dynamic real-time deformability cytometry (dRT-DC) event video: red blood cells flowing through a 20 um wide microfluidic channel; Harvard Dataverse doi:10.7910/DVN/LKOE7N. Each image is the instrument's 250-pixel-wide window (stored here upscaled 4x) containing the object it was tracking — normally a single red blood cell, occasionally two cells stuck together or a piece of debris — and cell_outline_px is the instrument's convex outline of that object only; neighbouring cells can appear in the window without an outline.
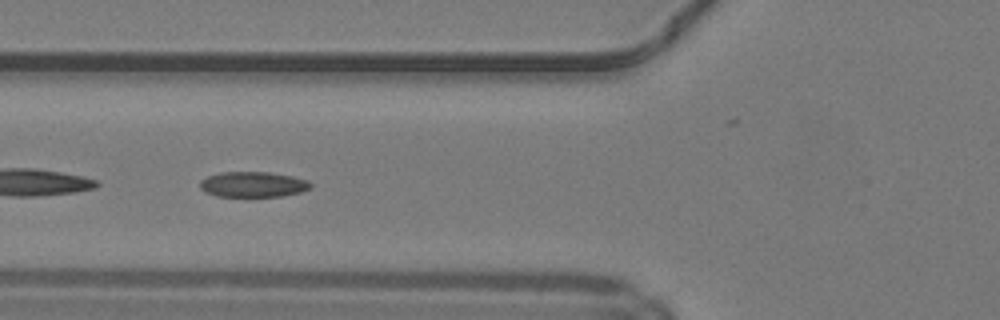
{"species": "common noctule bat (a hibernating species)", "species_latin": "Nyctalus noctula", "temperature_condition": "warm", "stored_images_in_passage": 42, "camera_frame_rate_fps": 3000, "um_per_image_px": 0.085, "animal": {"sex": "male", "body_mass_g": 19.2, "forearm_length_mm": 51.8}, "frame": {"image": 1, "passage_image": 12, "time_ms": 3.667, "image_size_px": [1000, 320], "cell_outline_px": [[312, 188], [300, 192], [280, 196], [216, 196], [204, 192], [200, 188], [200, 180], [208, 176], [220, 172], [268, 172], [292, 176], [308, 180], [312, 184]], "centroid_in_image_um": [21.5, 15.67], "position_along_channel_um": 104.3, "area_um2": 16.42}}
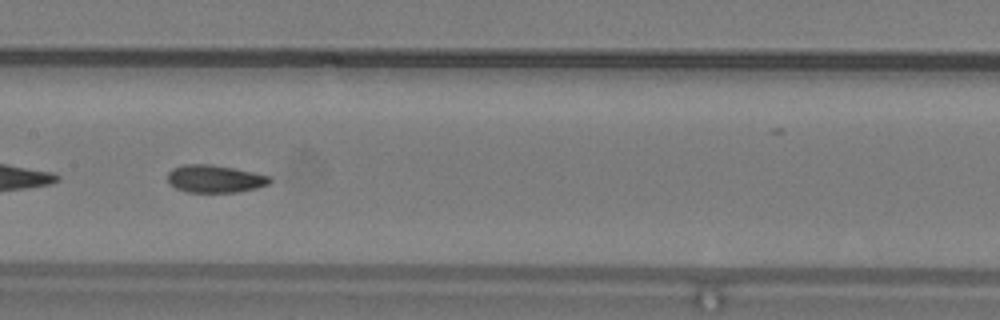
{"frame": {"image": 2, "passage_image": 18, "time_ms": 5.667, "image_size_px": [1000, 320], "cell_outline_px": [[272, 180], [268, 184], [256, 188], [236, 192], [188, 192], [176, 188], [168, 184], [168, 172], [172, 168], [184, 164], [212, 164], [272, 176]], "centroid_in_image_um": [18.24, 15.19], "position_along_channel_um": 189.2, "area_um2": 16.47}}
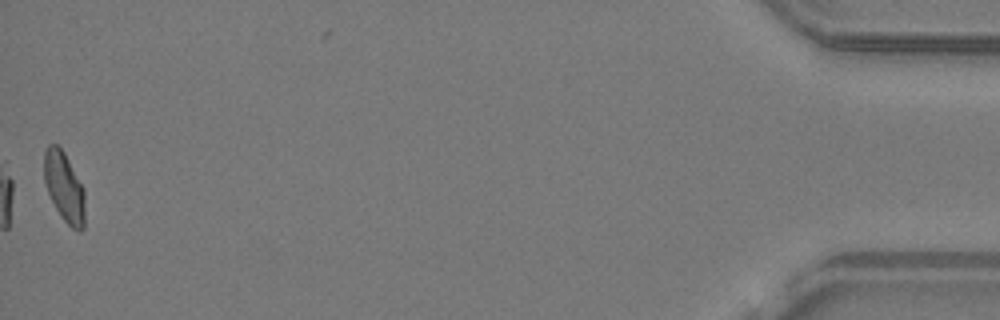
{"frame": {"image": 3, "passage_image": 42, "time_ms": 13.667, "image_size_px": [1000, 320], "cell_outline_px": [[84, 228], [80, 232], [72, 228], [60, 216], [48, 192], [44, 180], [44, 152], [48, 144], [56, 144], [64, 152], [84, 188]], "centroid_in_image_um": [5.46, 15.9], "position_along_channel_um": 429.7, "area_um2": 16.53}, "authors_computed_cell_mechanics": {"area_um2": 16.5886, "velocity_mm_per_s": 4.2159, "shape_relaxation_time_tau1_ms": null, "shape_relaxation_time_tau2_ms": 1.6265, "deformation_change_tau1": null, "deformation_change_tau2": 0.0759}}